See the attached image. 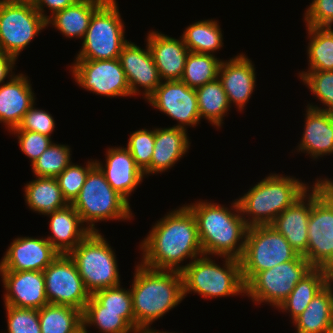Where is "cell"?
Instances as JSON below:
<instances>
[{
  "label": "cell",
  "mask_w": 333,
  "mask_h": 333,
  "mask_svg": "<svg viewBox=\"0 0 333 333\" xmlns=\"http://www.w3.org/2000/svg\"><path fill=\"white\" fill-rule=\"evenodd\" d=\"M154 224L139 246L145 267L181 272V262L203 255L195 216L185 204Z\"/></svg>",
  "instance_id": "1"
},
{
  "label": "cell",
  "mask_w": 333,
  "mask_h": 333,
  "mask_svg": "<svg viewBox=\"0 0 333 333\" xmlns=\"http://www.w3.org/2000/svg\"><path fill=\"white\" fill-rule=\"evenodd\" d=\"M186 206L195 216L204 255L241 258L248 227L237 199L231 203L230 208L206 200Z\"/></svg>",
  "instance_id": "2"
},
{
  "label": "cell",
  "mask_w": 333,
  "mask_h": 333,
  "mask_svg": "<svg viewBox=\"0 0 333 333\" xmlns=\"http://www.w3.org/2000/svg\"><path fill=\"white\" fill-rule=\"evenodd\" d=\"M131 285L135 330L177 307L184 299L183 278L179 271L155 270L137 264Z\"/></svg>",
  "instance_id": "3"
},
{
  "label": "cell",
  "mask_w": 333,
  "mask_h": 333,
  "mask_svg": "<svg viewBox=\"0 0 333 333\" xmlns=\"http://www.w3.org/2000/svg\"><path fill=\"white\" fill-rule=\"evenodd\" d=\"M310 187L293 176L269 174L237 199L247 227L271 225Z\"/></svg>",
  "instance_id": "4"
},
{
  "label": "cell",
  "mask_w": 333,
  "mask_h": 333,
  "mask_svg": "<svg viewBox=\"0 0 333 333\" xmlns=\"http://www.w3.org/2000/svg\"><path fill=\"white\" fill-rule=\"evenodd\" d=\"M224 260L220 267L211 256L201 255L186 265H182L183 296L196 293L205 299L245 296L239 259L220 257ZM241 293V294H240Z\"/></svg>",
  "instance_id": "5"
},
{
  "label": "cell",
  "mask_w": 333,
  "mask_h": 333,
  "mask_svg": "<svg viewBox=\"0 0 333 333\" xmlns=\"http://www.w3.org/2000/svg\"><path fill=\"white\" fill-rule=\"evenodd\" d=\"M71 205L91 232H99L95 222L128 221L134 217L130 204L110 186L97 165L88 172L79 195Z\"/></svg>",
  "instance_id": "6"
},
{
  "label": "cell",
  "mask_w": 333,
  "mask_h": 333,
  "mask_svg": "<svg viewBox=\"0 0 333 333\" xmlns=\"http://www.w3.org/2000/svg\"><path fill=\"white\" fill-rule=\"evenodd\" d=\"M68 255L90 295L121 285L115 252L100 231L90 232Z\"/></svg>",
  "instance_id": "7"
},
{
  "label": "cell",
  "mask_w": 333,
  "mask_h": 333,
  "mask_svg": "<svg viewBox=\"0 0 333 333\" xmlns=\"http://www.w3.org/2000/svg\"><path fill=\"white\" fill-rule=\"evenodd\" d=\"M116 0H106L92 15L75 59L106 60L119 58L129 42Z\"/></svg>",
  "instance_id": "8"
},
{
  "label": "cell",
  "mask_w": 333,
  "mask_h": 333,
  "mask_svg": "<svg viewBox=\"0 0 333 333\" xmlns=\"http://www.w3.org/2000/svg\"><path fill=\"white\" fill-rule=\"evenodd\" d=\"M299 254L271 225L249 227L241 258V273L246 284L256 273L294 260Z\"/></svg>",
  "instance_id": "9"
},
{
  "label": "cell",
  "mask_w": 333,
  "mask_h": 333,
  "mask_svg": "<svg viewBox=\"0 0 333 333\" xmlns=\"http://www.w3.org/2000/svg\"><path fill=\"white\" fill-rule=\"evenodd\" d=\"M313 269L314 267L303 255H298L294 260L256 273L245 284V296H248L255 305L265 303L278 308L296 284Z\"/></svg>",
  "instance_id": "10"
},
{
  "label": "cell",
  "mask_w": 333,
  "mask_h": 333,
  "mask_svg": "<svg viewBox=\"0 0 333 333\" xmlns=\"http://www.w3.org/2000/svg\"><path fill=\"white\" fill-rule=\"evenodd\" d=\"M47 27L33 2H0V50L16 59Z\"/></svg>",
  "instance_id": "11"
},
{
  "label": "cell",
  "mask_w": 333,
  "mask_h": 333,
  "mask_svg": "<svg viewBox=\"0 0 333 333\" xmlns=\"http://www.w3.org/2000/svg\"><path fill=\"white\" fill-rule=\"evenodd\" d=\"M70 67L81 88L110 98L131 96L119 58L106 60L75 59Z\"/></svg>",
  "instance_id": "12"
},
{
  "label": "cell",
  "mask_w": 333,
  "mask_h": 333,
  "mask_svg": "<svg viewBox=\"0 0 333 333\" xmlns=\"http://www.w3.org/2000/svg\"><path fill=\"white\" fill-rule=\"evenodd\" d=\"M307 260L314 268L333 266V204L313 183L308 220Z\"/></svg>",
  "instance_id": "13"
},
{
  "label": "cell",
  "mask_w": 333,
  "mask_h": 333,
  "mask_svg": "<svg viewBox=\"0 0 333 333\" xmlns=\"http://www.w3.org/2000/svg\"><path fill=\"white\" fill-rule=\"evenodd\" d=\"M43 276L49 304L67 305L84 311L91 295L68 254H59L44 269Z\"/></svg>",
  "instance_id": "14"
},
{
  "label": "cell",
  "mask_w": 333,
  "mask_h": 333,
  "mask_svg": "<svg viewBox=\"0 0 333 333\" xmlns=\"http://www.w3.org/2000/svg\"><path fill=\"white\" fill-rule=\"evenodd\" d=\"M147 102L177 120L174 127L187 130L188 126L196 127L201 120L195 89L180 80L162 81Z\"/></svg>",
  "instance_id": "15"
},
{
  "label": "cell",
  "mask_w": 333,
  "mask_h": 333,
  "mask_svg": "<svg viewBox=\"0 0 333 333\" xmlns=\"http://www.w3.org/2000/svg\"><path fill=\"white\" fill-rule=\"evenodd\" d=\"M146 49L129 41L121 50L119 61L131 91V96L143 93L147 100L161 84L158 69L146 42ZM139 87L142 88L139 90Z\"/></svg>",
  "instance_id": "16"
},
{
  "label": "cell",
  "mask_w": 333,
  "mask_h": 333,
  "mask_svg": "<svg viewBox=\"0 0 333 333\" xmlns=\"http://www.w3.org/2000/svg\"><path fill=\"white\" fill-rule=\"evenodd\" d=\"M59 255L44 237H17L0 261V271H44Z\"/></svg>",
  "instance_id": "17"
},
{
  "label": "cell",
  "mask_w": 333,
  "mask_h": 333,
  "mask_svg": "<svg viewBox=\"0 0 333 333\" xmlns=\"http://www.w3.org/2000/svg\"><path fill=\"white\" fill-rule=\"evenodd\" d=\"M5 305L39 310L49 304L43 271H0Z\"/></svg>",
  "instance_id": "18"
},
{
  "label": "cell",
  "mask_w": 333,
  "mask_h": 333,
  "mask_svg": "<svg viewBox=\"0 0 333 333\" xmlns=\"http://www.w3.org/2000/svg\"><path fill=\"white\" fill-rule=\"evenodd\" d=\"M255 64L244 53L222 60L218 79L221 81L230 106L234 103L242 112L256 86Z\"/></svg>",
  "instance_id": "19"
},
{
  "label": "cell",
  "mask_w": 333,
  "mask_h": 333,
  "mask_svg": "<svg viewBox=\"0 0 333 333\" xmlns=\"http://www.w3.org/2000/svg\"><path fill=\"white\" fill-rule=\"evenodd\" d=\"M106 151V164L96 159L95 163L110 186L130 204L129 196L143 182L144 173L126 147H109Z\"/></svg>",
  "instance_id": "20"
},
{
  "label": "cell",
  "mask_w": 333,
  "mask_h": 333,
  "mask_svg": "<svg viewBox=\"0 0 333 333\" xmlns=\"http://www.w3.org/2000/svg\"><path fill=\"white\" fill-rule=\"evenodd\" d=\"M146 42L163 81L181 80L189 50L182 36L179 39L158 31H150Z\"/></svg>",
  "instance_id": "21"
},
{
  "label": "cell",
  "mask_w": 333,
  "mask_h": 333,
  "mask_svg": "<svg viewBox=\"0 0 333 333\" xmlns=\"http://www.w3.org/2000/svg\"><path fill=\"white\" fill-rule=\"evenodd\" d=\"M312 207V186L272 222L292 248L307 259L308 220Z\"/></svg>",
  "instance_id": "22"
},
{
  "label": "cell",
  "mask_w": 333,
  "mask_h": 333,
  "mask_svg": "<svg viewBox=\"0 0 333 333\" xmlns=\"http://www.w3.org/2000/svg\"><path fill=\"white\" fill-rule=\"evenodd\" d=\"M27 75L16 74L0 85V123L9 132L19 126L36 96Z\"/></svg>",
  "instance_id": "23"
},
{
  "label": "cell",
  "mask_w": 333,
  "mask_h": 333,
  "mask_svg": "<svg viewBox=\"0 0 333 333\" xmlns=\"http://www.w3.org/2000/svg\"><path fill=\"white\" fill-rule=\"evenodd\" d=\"M187 130L178 127L155 128V143L150 166L144 176L165 172L173 167L190 148Z\"/></svg>",
  "instance_id": "24"
},
{
  "label": "cell",
  "mask_w": 333,
  "mask_h": 333,
  "mask_svg": "<svg viewBox=\"0 0 333 333\" xmlns=\"http://www.w3.org/2000/svg\"><path fill=\"white\" fill-rule=\"evenodd\" d=\"M306 108L304 132L296 150L310 154L313 160L333 154V112Z\"/></svg>",
  "instance_id": "25"
},
{
  "label": "cell",
  "mask_w": 333,
  "mask_h": 333,
  "mask_svg": "<svg viewBox=\"0 0 333 333\" xmlns=\"http://www.w3.org/2000/svg\"><path fill=\"white\" fill-rule=\"evenodd\" d=\"M47 216L52 235L45 238L59 254H69L91 232L71 204Z\"/></svg>",
  "instance_id": "26"
},
{
  "label": "cell",
  "mask_w": 333,
  "mask_h": 333,
  "mask_svg": "<svg viewBox=\"0 0 333 333\" xmlns=\"http://www.w3.org/2000/svg\"><path fill=\"white\" fill-rule=\"evenodd\" d=\"M296 333H329L333 330V286L319 291L306 309L292 321Z\"/></svg>",
  "instance_id": "27"
},
{
  "label": "cell",
  "mask_w": 333,
  "mask_h": 333,
  "mask_svg": "<svg viewBox=\"0 0 333 333\" xmlns=\"http://www.w3.org/2000/svg\"><path fill=\"white\" fill-rule=\"evenodd\" d=\"M106 0H78L55 13L46 21V25L55 27L67 38H84L93 13Z\"/></svg>",
  "instance_id": "28"
},
{
  "label": "cell",
  "mask_w": 333,
  "mask_h": 333,
  "mask_svg": "<svg viewBox=\"0 0 333 333\" xmlns=\"http://www.w3.org/2000/svg\"><path fill=\"white\" fill-rule=\"evenodd\" d=\"M27 206L40 215H47L66 207L69 203L63 197L56 178L36 177L24 186Z\"/></svg>",
  "instance_id": "29"
},
{
  "label": "cell",
  "mask_w": 333,
  "mask_h": 333,
  "mask_svg": "<svg viewBox=\"0 0 333 333\" xmlns=\"http://www.w3.org/2000/svg\"><path fill=\"white\" fill-rule=\"evenodd\" d=\"M83 328L96 326L101 333H135L134 312L102 311V305L91 295L82 312Z\"/></svg>",
  "instance_id": "30"
},
{
  "label": "cell",
  "mask_w": 333,
  "mask_h": 333,
  "mask_svg": "<svg viewBox=\"0 0 333 333\" xmlns=\"http://www.w3.org/2000/svg\"><path fill=\"white\" fill-rule=\"evenodd\" d=\"M328 284V270L314 268L300 280L289 296L277 308L278 311L290 313L293 321L306 309L314 296Z\"/></svg>",
  "instance_id": "31"
},
{
  "label": "cell",
  "mask_w": 333,
  "mask_h": 333,
  "mask_svg": "<svg viewBox=\"0 0 333 333\" xmlns=\"http://www.w3.org/2000/svg\"><path fill=\"white\" fill-rule=\"evenodd\" d=\"M200 119H206L216 128L222 127L224 117L230 110L227 94L217 78L195 89Z\"/></svg>",
  "instance_id": "32"
},
{
  "label": "cell",
  "mask_w": 333,
  "mask_h": 333,
  "mask_svg": "<svg viewBox=\"0 0 333 333\" xmlns=\"http://www.w3.org/2000/svg\"><path fill=\"white\" fill-rule=\"evenodd\" d=\"M181 36L188 50L195 53L214 55L224 44L219 22L213 19L188 25Z\"/></svg>",
  "instance_id": "33"
},
{
  "label": "cell",
  "mask_w": 333,
  "mask_h": 333,
  "mask_svg": "<svg viewBox=\"0 0 333 333\" xmlns=\"http://www.w3.org/2000/svg\"><path fill=\"white\" fill-rule=\"evenodd\" d=\"M41 333H77L83 328L82 311L67 305L47 304L39 309Z\"/></svg>",
  "instance_id": "34"
},
{
  "label": "cell",
  "mask_w": 333,
  "mask_h": 333,
  "mask_svg": "<svg viewBox=\"0 0 333 333\" xmlns=\"http://www.w3.org/2000/svg\"><path fill=\"white\" fill-rule=\"evenodd\" d=\"M308 70H333V28L306 26Z\"/></svg>",
  "instance_id": "35"
},
{
  "label": "cell",
  "mask_w": 333,
  "mask_h": 333,
  "mask_svg": "<svg viewBox=\"0 0 333 333\" xmlns=\"http://www.w3.org/2000/svg\"><path fill=\"white\" fill-rule=\"evenodd\" d=\"M221 62L216 55L189 52L180 81L190 88L197 89L218 78Z\"/></svg>",
  "instance_id": "36"
},
{
  "label": "cell",
  "mask_w": 333,
  "mask_h": 333,
  "mask_svg": "<svg viewBox=\"0 0 333 333\" xmlns=\"http://www.w3.org/2000/svg\"><path fill=\"white\" fill-rule=\"evenodd\" d=\"M71 148L52 143L32 164L35 177L56 178L72 161Z\"/></svg>",
  "instance_id": "37"
},
{
  "label": "cell",
  "mask_w": 333,
  "mask_h": 333,
  "mask_svg": "<svg viewBox=\"0 0 333 333\" xmlns=\"http://www.w3.org/2000/svg\"><path fill=\"white\" fill-rule=\"evenodd\" d=\"M298 74V77L304 85L310 89L309 91L324 105V107H318V105L308 103L306 107L320 111L333 112V70H306Z\"/></svg>",
  "instance_id": "38"
},
{
  "label": "cell",
  "mask_w": 333,
  "mask_h": 333,
  "mask_svg": "<svg viewBox=\"0 0 333 333\" xmlns=\"http://www.w3.org/2000/svg\"><path fill=\"white\" fill-rule=\"evenodd\" d=\"M96 165L95 160H88L85 167L70 163L57 177L56 180L62 191L63 197L71 204L79 195L88 172Z\"/></svg>",
  "instance_id": "39"
},
{
  "label": "cell",
  "mask_w": 333,
  "mask_h": 333,
  "mask_svg": "<svg viewBox=\"0 0 333 333\" xmlns=\"http://www.w3.org/2000/svg\"><path fill=\"white\" fill-rule=\"evenodd\" d=\"M127 149L136 165L144 172L151 163L155 143V128L139 129L129 135Z\"/></svg>",
  "instance_id": "40"
},
{
  "label": "cell",
  "mask_w": 333,
  "mask_h": 333,
  "mask_svg": "<svg viewBox=\"0 0 333 333\" xmlns=\"http://www.w3.org/2000/svg\"><path fill=\"white\" fill-rule=\"evenodd\" d=\"M7 318L6 333H41L39 310L4 305ZM5 333V332H4Z\"/></svg>",
  "instance_id": "41"
},
{
  "label": "cell",
  "mask_w": 333,
  "mask_h": 333,
  "mask_svg": "<svg viewBox=\"0 0 333 333\" xmlns=\"http://www.w3.org/2000/svg\"><path fill=\"white\" fill-rule=\"evenodd\" d=\"M92 296L102 305V311L133 312L130 289L121 285L98 290Z\"/></svg>",
  "instance_id": "42"
},
{
  "label": "cell",
  "mask_w": 333,
  "mask_h": 333,
  "mask_svg": "<svg viewBox=\"0 0 333 333\" xmlns=\"http://www.w3.org/2000/svg\"><path fill=\"white\" fill-rule=\"evenodd\" d=\"M10 133L18 137L20 150L30 159L31 165L53 143L51 137L38 132L11 130Z\"/></svg>",
  "instance_id": "43"
},
{
  "label": "cell",
  "mask_w": 333,
  "mask_h": 333,
  "mask_svg": "<svg viewBox=\"0 0 333 333\" xmlns=\"http://www.w3.org/2000/svg\"><path fill=\"white\" fill-rule=\"evenodd\" d=\"M55 121L52 114L48 111L35 108L33 104L30 109L25 113L19 126L13 130H26L38 132L42 135L51 137L55 130Z\"/></svg>",
  "instance_id": "44"
},
{
  "label": "cell",
  "mask_w": 333,
  "mask_h": 333,
  "mask_svg": "<svg viewBox=\"0 0 333 333\" xmlns=\"http://www.w3.org/2000/svg\"><path fill=\"white\" fill-rule=\"evenodd\" d=\"M305 26L332 27L333 0H312L304 13Z\"/></svg>",
  "instance_id": "45"
},
{
  "label": "cell",
  "mask_w": 333,
  "mask_h": 333,
  "mask_svg": "<svg viewBox=\"0 0 333 333\" xmlns=\"http://www.w3.org/2000/svg\"><path fill=\"white\" fill-rule=\"evenodd\" d=\"M78 0H33L34 8L41 14V16L47 21L55 13L62 11L68 6L73 5ZM49 8L51 16H48L44 8Z\"/></svg>",
  "instance_id": "46"
},
{
  "label": "cell",
  "mask_w": 333,
  "mask_h": 333,
  "mask_svg": "<svg viewBox=\"0 0 333 333\" xmlns=\"http://www.w3.org/2000/svg\"><path fill=\"white\" fill-rule=\"evenodd\" d=\"M16 61L17 59L14 56L0 50V85L5 83L4 80H6L7 77L11 78L15 75L12 70L16 66Z\"/></svg>",
  "instance_id": "47"
},
{
  "label": "cell",
  "mask_w": 333,
  "mask_h": 333,
  "mask_svg": "<svg viewBox=\"0 0 333 333\" xmlns=\"http://www.w3.org/2000/svg\"><path fill=\"white\" fill-rule=\"evenodd\" d=\"M315 184L333 204V179L318 178L315 180Z\"/></svg>",
  "instance_id": "48"
},
{
  "label": "cell",
  "mask_w": 333,
  "mask_h": 333,
  "mask_svg": "<svg viewBox=\"0 0 333 333\" xmlns=\"http://www.w3.org/2000/svg\"><path fill=\"white\" fill-rule=\"evenodd\" d=\"M135 333H175V332L158 331V330L151 328V325H145V326L138 327L135 330Z\"/></svg>",
  "instance_id": "49"
},
{
  "label": "cell",
  "mask_w": 333,
  "mask_h": 333,
  "mask_svg": "<svg viewBox=\"0 0 333 333\" xmlns=\"http://www.w3.org/2000/svg\"><path fill=\"white\" fill-rule=\"evenodd\" d=\"M328 283L333 286V266L328 270Z\"/></svg>",
  "instance_id": "50"
},
{
  "label": "cell",
  "mask_w": 333,
  "mask_h": 333,
  "mask_svg": "<svg viewBox=\"0 0 333 333\" xmlns=\"http://www.w3.org/2000/svg\"><path fill=\"white\" fill-rule=\"evenodd\" d=\"M13 1H18V2H33V0H0V2H13Z\"/></svg>",
  "instance_id": "51"
},
{
  "label": "cell",
  "mask_w": 333,
  "mask_h": 333,
  "mask_svg": "<svg viewBox=\"0 0 333 333\" xmlns=\"http://www.w3.org/2000/svg\"><path fill=\"white\" fill-rule=\"evenodd\" d=\"M89 331L87 329L82 328L80 331H78L77 333H88Z\"/></svg>",
  "instance_id": "52"
}]
</instances>
